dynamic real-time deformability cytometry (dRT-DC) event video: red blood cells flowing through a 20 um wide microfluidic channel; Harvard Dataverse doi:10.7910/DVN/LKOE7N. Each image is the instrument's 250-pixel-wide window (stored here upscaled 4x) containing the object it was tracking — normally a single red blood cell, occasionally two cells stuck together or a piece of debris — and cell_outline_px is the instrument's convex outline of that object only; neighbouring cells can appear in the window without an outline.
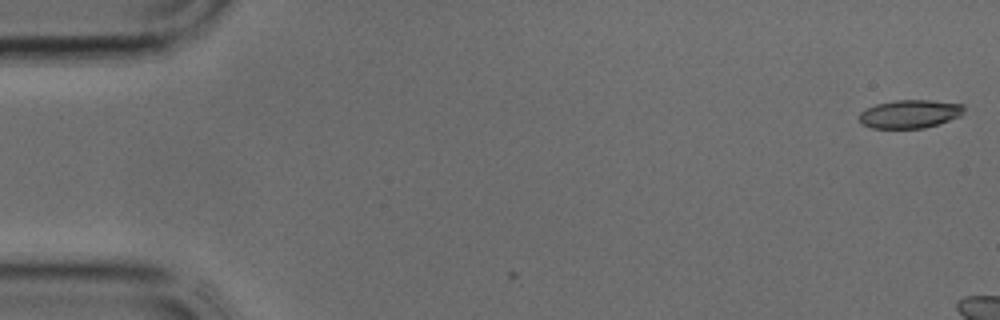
{"species": "common noctule bat (a hibernating species)", "species_latin": "Nyctalus noctula", "temperature_condition": "cold", "stored_images_in_passage": 3, "camera_frame_rate_fps": 3000, "um_per_image_px": 0.085, "animal": {"sex": "male", "body_mass_g": 17.9, "forearm_length_mm": 54.2}, "frame": {"image": 1, "passage_image": 1, "time_ms": 0.0, "image_size_px": [1000, 320], "cell_outline_px": [[964, 112], [960, 116], [924, 128], [872, 128], [860, 124], [856, 116], [860, 112], [876, 104], [896, 100], [932, 100], [964, 104]], "centroid_in_image_um": [77.29, 9.68], "position_along_channel_um": 7.7, "area_um2": 17.4}}